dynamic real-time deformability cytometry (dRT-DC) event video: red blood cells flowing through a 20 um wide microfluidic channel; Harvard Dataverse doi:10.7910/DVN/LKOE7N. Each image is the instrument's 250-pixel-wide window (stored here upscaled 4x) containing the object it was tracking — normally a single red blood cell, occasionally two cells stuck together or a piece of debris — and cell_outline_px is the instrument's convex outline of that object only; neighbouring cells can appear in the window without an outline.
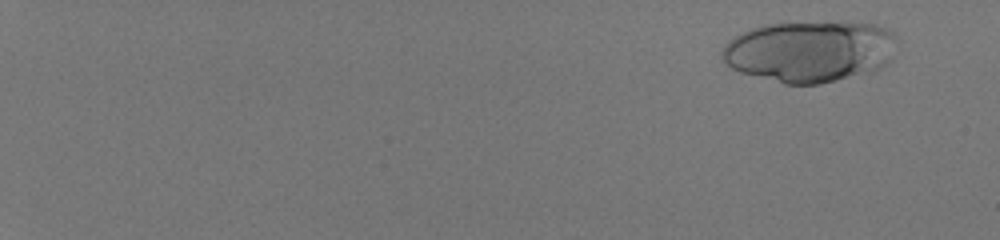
{"species": "human", "species_latin": "Homo sapiens", "temperature_condition": "room temperature", "stored_images_in_passage": 55, "camera_frame_rate_fps": 3000, "um_per_image_px": 0.085, "donor": {"sex": "male"}, "frame": {"image": 1, "passage_image": 5, "time_ms": 1.333, "image_size_px": [1000, 240], "cell_outline_px": [[896, 36], [888, 64], [872, 72], [820, 84], [784, 84], [740, 72], [724, 64], [720, 56], [720, 52], [724, 44], [728, 40], [752, 28], [764, 24], [872, 24], [888, 28]], "centroid_in_image_um": [68.78, 4.4], "position_along_channel_um": 16.2, "area_um2": 61.96}}
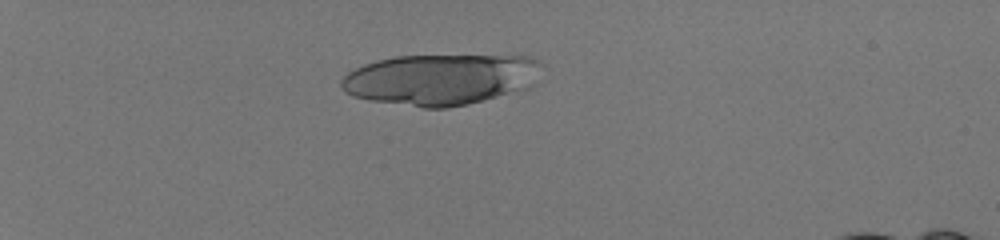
{"frame": {"image": 2, "passage_image": 19, "time_ms": 6.0, "image_size_px": [1000, 240], "cell_outline_px": [[544, 64], [536, 84], [532, 88], [468, 104], [448, 108], [424, 108], [368, 100], [352, 96], [344, 92], [340, 88], [340, 80], [348, 72], [364, 64], [376, 60], [396, 56], [528, 56]], "centroid_in_image_um": [37.48, 6.76], "position_along_channel_um": 47.5, "area_um2": 60.29}}
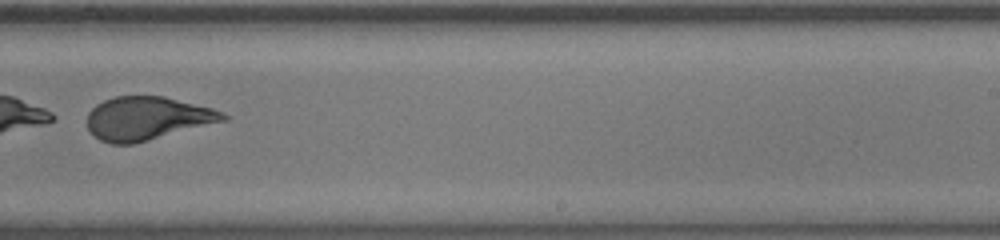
{"frame": {"image": 3, "passage_image": 41, "time_ms": 13.333, "image_size_px": [1000, 240], "cell_outline_px": [[228, 120], [132, 144], [112, 144], [100, 140], [88, 132], [88, 112], [96, 104], [104, 100], [116, 96], [164, 96], [212, 108], [228, 116]], "centroid_in_image_um": [12.48, 10.06], "position_along_channel_um": 276.5, "area_um2": 34.22}}